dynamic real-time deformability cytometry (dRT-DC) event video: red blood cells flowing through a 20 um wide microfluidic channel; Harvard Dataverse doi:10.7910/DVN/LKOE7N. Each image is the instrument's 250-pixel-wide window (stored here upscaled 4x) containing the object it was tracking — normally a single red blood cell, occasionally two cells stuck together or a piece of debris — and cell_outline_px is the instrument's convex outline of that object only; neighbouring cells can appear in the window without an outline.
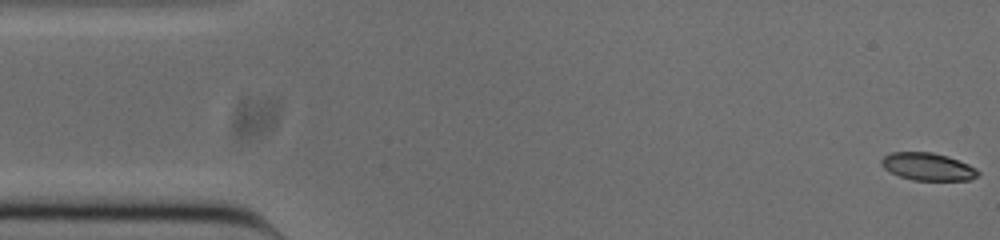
{"species": "common noctule bat (a hibernating species)", "species_latin": "Nyctalus noctula", "temperature_condition": "cold", "stored_images_in_passage": 52, "camera_frame_rate_fps": 3000, "um_per_image_px": 0.085, "animal": {"sex": "male", "body_mass_g": 20.0, "forearm_length_mm": 53.3}, "frame": {"image": 1, "passage_image": 1, "time_ms": 0.0, "image_size_px": [1000, 240], "cell_outline_px": [[980, 172], [976, 176], [968, 180], [912, 180], [888, 172], [880, 164], [880, 160], [884, 156], [892, 152], [932, 152], [948, 156], [968, 164], [976, 168]], "centroid_in_image_um": [78.83, 14.16], "position_along_channel_um": 6.2, "area_um2": 15.55}}
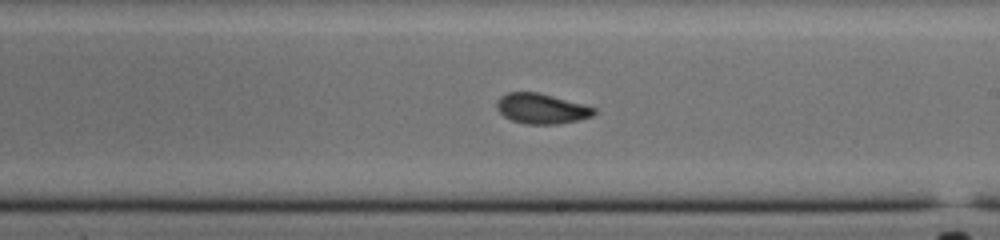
{"frame": {"image": 2, "passage_image": 29, "time_ms": 9.333, "image_size_px": [1000, 240], "cell_outline_px": [[596, 112], [592, 116], [580, 120], [556, 124], [524, 124], [512, 120], [504, 116], [496, 108], [496, 100], [500, 96], [508, 92], [536, 92], [584, 104], [596, 108]], "centroid_in_image_um": [46.02, 9.23], "position_along_channel_um": 243.0, "area_um2": 17.17}}
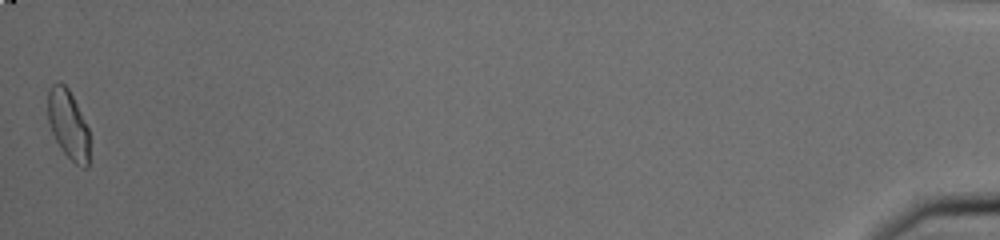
{"frame": {"image": 3, "passage_image": 52, "time_ms": 17.0, "image_size_px": [1000, 240], "cell_outline_px": [[88, 168], [84, 168], [76, 164], [64, 152], [56, 140], [52, 132], [48, 120], [48, 92], [52, 84], [60, 80], [68, 88], [88, 128]], "centroid_in_image_um": [5.78, 10.55], "position_along_channel_um": 429.4, "area_um2": 16.42}, "authors_computed_cell_mechanics": {"area_um2": 16.8198, "velocity_mm_per_s": 3.8511, "shape_relaxation_time_tau1_ms": 5.4135, "shape_relaxation_time_tau2_ms": 1.4891, "deformation_change_tau1": 0.1751, "deformation_change_tau2": 0.0593}}